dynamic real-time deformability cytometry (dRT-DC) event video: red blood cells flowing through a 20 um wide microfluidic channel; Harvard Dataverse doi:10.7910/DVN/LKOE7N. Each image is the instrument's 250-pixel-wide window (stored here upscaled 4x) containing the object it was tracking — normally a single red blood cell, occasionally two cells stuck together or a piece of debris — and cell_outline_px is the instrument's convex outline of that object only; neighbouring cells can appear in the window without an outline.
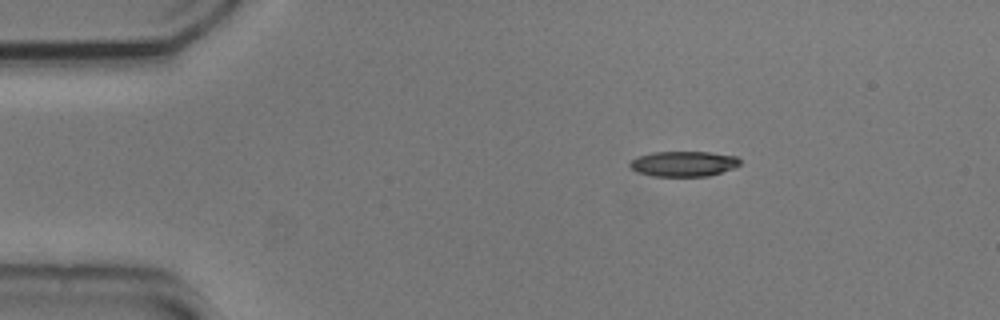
{"species": "common noctule bat (a hibernating species)", "species_latin": "Nyctalus noctula", "temperature_condition": "cold", "stored_images_in_passage": 53, "camera_frame_rate_fps": 3000, "um_per_image_px": 0.085, "animal": {"sex": "male", "body_mass_g": 20.5, "forearm_length_mm": 52.5}, "frame": {"image": 1, "passage_image": 8, "time_ms": 2.333, "image_size_px": [1000, 320], "cell_outline_px": [[740, 164], [732, 168], [708, 176], [652, 176], [636, 172], [628, 164], [636, 156], [652, 152], [708, 152], [736, 156], [740, 160]], "centroid_in_image_um": [58.06, 13.92], "position_along_channel_um": 26.9, "area_um2": 16.18}}
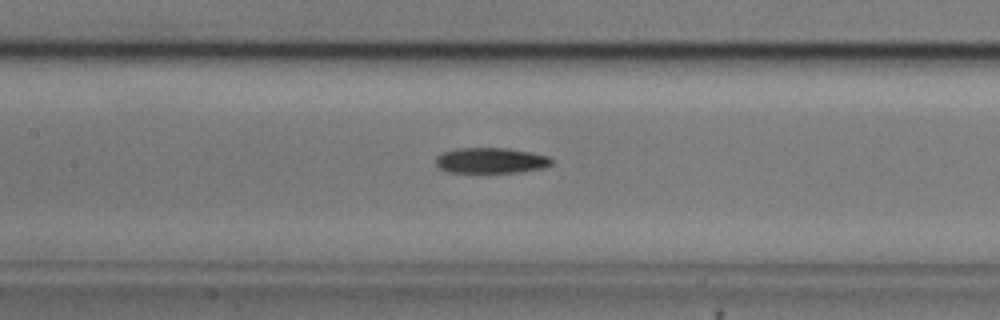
{"frame": {"image": 2, "passage_image": 24, "time_ms": 7.667, "image_size_px": [1000, 320], "cell_outline_px": [[552, 164], [544, 168], [520, 172], [448, 172], [440, 168], [436, 164], [436, 156], [440, 152], [456, 148], [504, 148], [532, 152], [548, 156], [552, 160]], "centroid_in_image_um": [41.71, 13.63], "position_along_channel_um": 165.7, "area_um2": 17.34}}
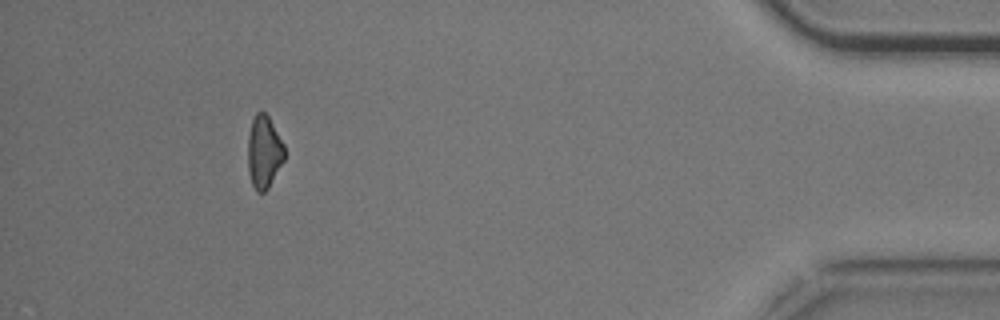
{"frame": {"image": 3, "passage_image": 49, "time_ms": 16.0, "image_size_px": [1000, 320], "cell_outline_px": [[284, 160], [268, 188], [264, 192], [256, 192], [252, 184], [248, 172], [248, 136], [252, 120], [256, 112], [264, 112], [268, 116], [284, 144]], "centroid_in_image_um": [22.43, 12.93], "position_along_channel_um": 412.8, "area_um2": 15.43}, "authors_computed_cell_mechanics": {"area_um2": 16.9932, "velocity_mm_per_s": 3.7045, "shape_relaxation_time_tau1_ms": 6.9995, "shape_relaxation_time_tau2_ms": null, "deformation_change_tau1": 0.1674, "deformation_change_tau2": null}}